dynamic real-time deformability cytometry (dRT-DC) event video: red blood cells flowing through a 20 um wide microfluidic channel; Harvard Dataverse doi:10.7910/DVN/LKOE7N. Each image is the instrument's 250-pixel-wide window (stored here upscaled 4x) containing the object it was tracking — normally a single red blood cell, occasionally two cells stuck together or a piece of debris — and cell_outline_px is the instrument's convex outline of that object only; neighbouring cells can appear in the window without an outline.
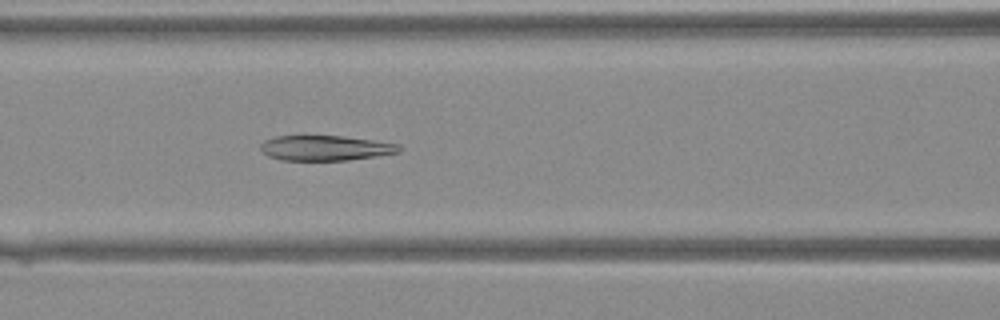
{"species": "Egyptian fruit bat (a non-hibernating species)", "species_latin": "Rousettus aegyptiacus", "temperature_condition": "warm", "stored_images_in_passage": 42, "camera_frame_rate_fps": 3000, "um_per_image_px": 0.085, "animal": {"sex": "female"}, "frame": {"image": 1, "passage_image": 19, "time_ms": 6.0, "image_size_px": [1000, 320], "cell_outline_px": [[400, 152], [376, 156], [348, 160], [280, 160], [268, 156], [260, 148], [260, 144], [264, 140], [276, 136], [340, 136], [372, 140], [400, 144]], "centroid_in_image_um": [27.64, 12.58], "position_along_channel_um": 139.0, "area_um2": 20.17}}
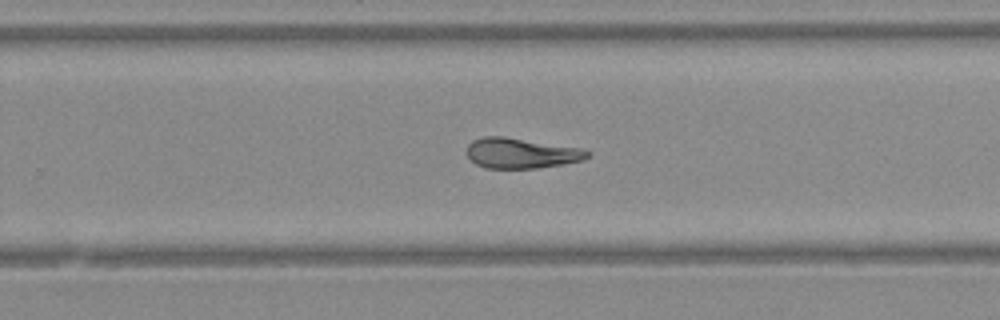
{"frame": {"image": 2, "passage_image": 28, "time_ms": 9.0, "image_size_px": [1000, 320], "cell_outline_px": [[592, 152], [584, 160], [536, 168], [484, 168], [476, 164], [464, 152], [468, 144], [472, 140], [484, 136], [504, 136], [580, 148]], "centroid_in_image_um": [44.25, 13.01], "position_along_channel_um": 285.6, "area_um2": 21.33}}
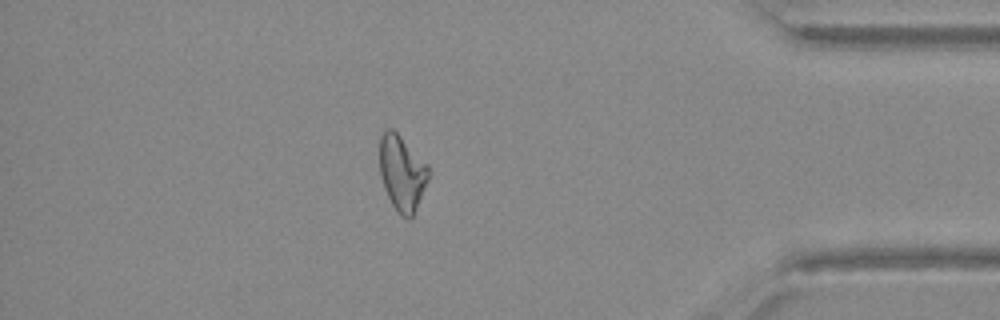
{"frame": {"image": 3, "passage_image": 37, "time_ms": 12.0, "image_size_px": [1000, 320], "cell_outline_px": [[428, 180], [416, 208], [412, 216], [408, 220], [400, 216], [396, 212], [384, 188], [380, 176], [380, 136], [388, 128], [392, 128], [428, 164]], "centroid_in_image_um": [34.16, 14.72], "position_along_channel_um": 401.0, "area_um2": 21.33}}